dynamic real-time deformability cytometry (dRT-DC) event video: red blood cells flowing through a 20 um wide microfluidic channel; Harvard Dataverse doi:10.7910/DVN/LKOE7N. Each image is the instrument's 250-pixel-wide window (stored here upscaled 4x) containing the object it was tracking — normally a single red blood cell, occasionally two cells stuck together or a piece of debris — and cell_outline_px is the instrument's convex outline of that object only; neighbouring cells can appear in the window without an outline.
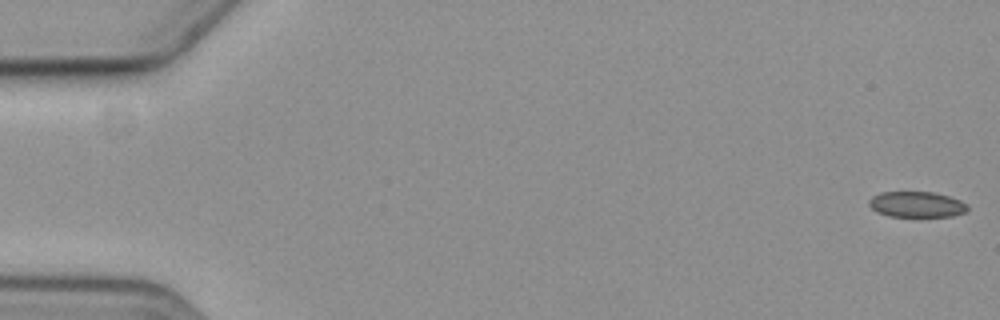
{"species": "common noctule bat (a hibernating species)", "species_latin": "Nyctalus noctula", "temperature_condition": "cold", "stored_images_in_passage": 10, "camera_frame_rate_fps": 3000, "um_per_image_px": 0.085, "animal": {"sex": "female", "body_mass_g": 19.3, "forearm_length_mm": 54.1}, "frame": {"image": 1, "passage_image": 1, "time_ms": 0.0, "image_size_px": [1000, 320], "cell_outline_px": [[968, 208], [964, 212], [952, 216], [888, 216], [876, 212], [868, 204], [868, 200], [872, 196], [880, 192], [932, 192], [948, 196], [960, 200], [968, 204]], "centroid_in_image_um": [77.88, 17.37], "position_along_channel_um": 7.1, "area_um2": 14.74}}
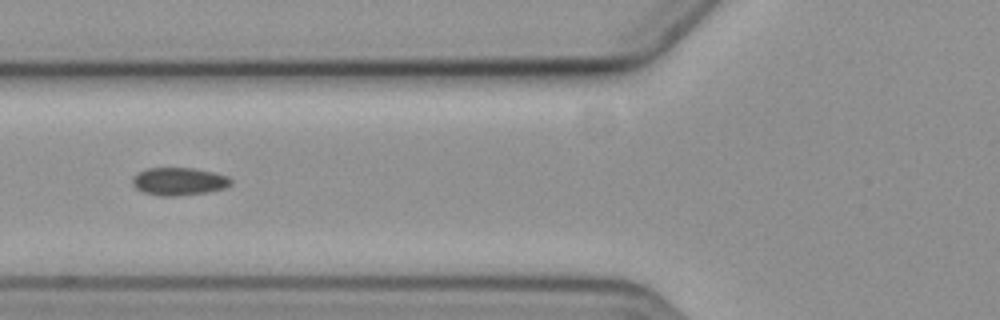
{"frame": {"image": 2, "passage_image": 6, "time_ms": 7.333, "image_size_px": [1000, 320], "cell_outline_px": [[232, 184], [224, 188], [208, 192], [176, 196], [160, 196], [144, 192], [136, 188], [132, 184], [132, 176], [148, 168], [192, 168], [212, 172], [228, 176], [232, 180]], "centroid_in_image_um": [15.21, 15.42], "position_along_channel_um": 110.6, "area_um2": 15.9}}
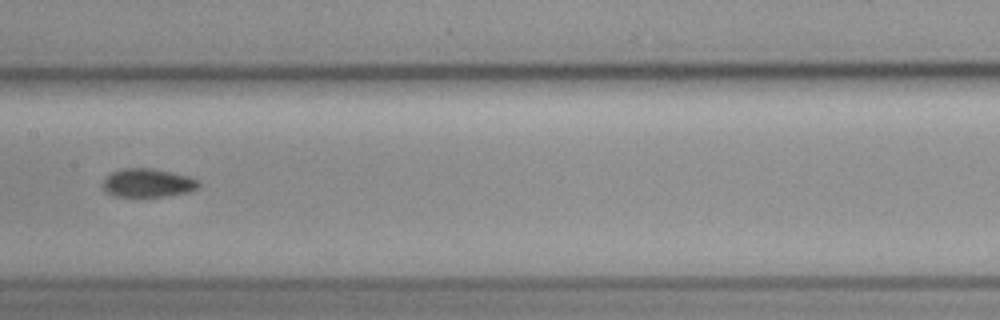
{"frame": {"image": 3, "passage_image": 8, "time_ms": 9.667, "image_size_px": [1000, 320], "cell_outline_px": [[200, 184], [196, 188], [188, 192], [164, 196], [116, 196], [104, 192], [100, 188], [100, 184], [104, 176], [112, 172], [124, 168], [152, 168], [188, 176], [200, 180]], "centroid_in_image_um": [12.48, 15.54], "position_along_channel_um": 194.9, "area_um2": 16.13}}